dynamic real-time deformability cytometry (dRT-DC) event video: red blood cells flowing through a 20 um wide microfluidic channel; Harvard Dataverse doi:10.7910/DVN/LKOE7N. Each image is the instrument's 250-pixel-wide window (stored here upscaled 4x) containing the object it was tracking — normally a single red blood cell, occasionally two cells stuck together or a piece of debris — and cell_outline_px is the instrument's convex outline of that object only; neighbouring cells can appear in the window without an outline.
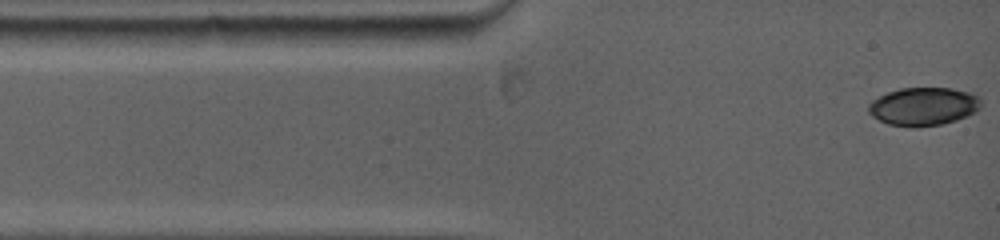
{"species": "common noctule bat (a hibernating species)", "species_latin": "Nyctalus noctula", "temperature_condition": "warm", "stored_images_in_passage": 34, "camera_frame_rate_fps": 5000, "um_per_image_px": 0.085, "animal": {"sex": "female", "body_mass_g": 19.0, "forearm_length_mm": 53.3}, "frame": {"image": 1, "passage_image": 1, "time_ms": 0.0, "image_size_px": [1000, 240], "cell_outline_px": [[980, 108], [976, 112], [956, 120], [940, 124], [912, 128], [888, 124], [872, 116], [868, 112], [868, 104], [872, 100], [888, 92], [900, 88], [948, 88], [968, 92], [980, 96]], "centroid_in_image_um": [78.48, 9.05], "position_along_channel_um": 6.5, "area_um2": 25.03}}
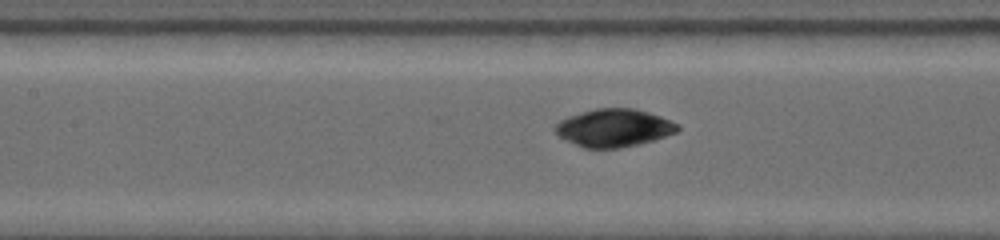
{"frame": {"image": 2, "passage_image": 20, "time_ms": 5.0, "image_size_px": [1000, 240], "cell_outline_px": [[680, 128], [676, 132], [652, 140], [620, 148], [584, 148], [560, 136], [556, 132], [556, 124], [560, 120], [568, 116], [596, 108], [636, 108], [660, 116], [676, 124]], "centroid_in_image_um": [52.17, 10.86], "position_along_channel_um": 155.2, "area_um2": 26.47}}
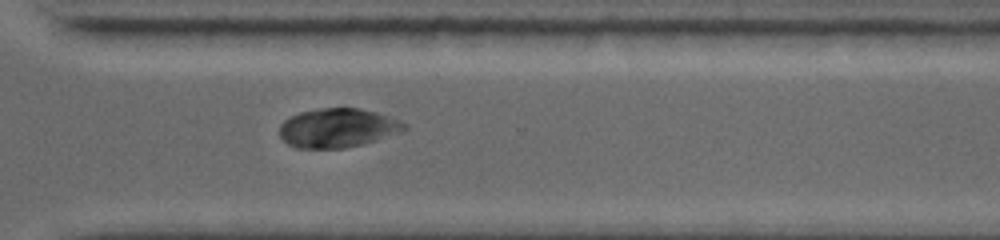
{"frame": {"image": 3, "passage_image": 34, "time_ms": 9.8, "image_size_px": [1000, 240], "cell_outline_px": [[408, 128], [404, 132], [376, 140], [344, 148], [296, 148], [288, 144], [280, 136], [280, 124], [284, 120], [300, 112], [320, 108], [360, 108], [376, 112], [400, 120], [408, 124]], "centroid_in_image_um": [28.74, 10.87], "position_along_channel_um": 341.9, "area_um2": 28.5}}